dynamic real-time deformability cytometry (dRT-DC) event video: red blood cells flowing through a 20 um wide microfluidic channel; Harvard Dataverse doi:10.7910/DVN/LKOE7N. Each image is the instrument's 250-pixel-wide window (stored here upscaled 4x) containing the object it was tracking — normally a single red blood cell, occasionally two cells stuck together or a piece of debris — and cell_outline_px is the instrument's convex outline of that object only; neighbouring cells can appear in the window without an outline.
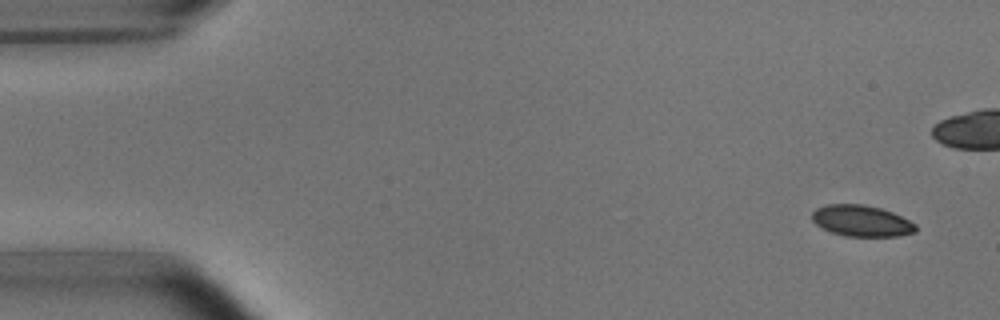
{"species": "common noctule bat (a hibernating species)", "species_latin": "Nyctalus noctula", "temperature_condition": "room temperature", "stored_images_in_passage": 5, "camera_frame_rate_fps": 3000, "um_per_image_px": 0.085, "animal": {"sex": "male", "body_mass_g": 15.6}, "frame": {"image": 1, "passage_image": 1, "time_ms": 0.0, "image_size_px": [1000, 320], "cell_outline_px": [[916, 232], [896, 236], [844, 236], [832, 232], [816, 224], [812, 220], [812, 212], [816, 208], [828, 204], [864, 204], [880, 208], [892, 212], [916, 224]], "centroid_in_image_um": [73.22, 18.77], "position_along_channel_um": 11.8, "area_um2": 18.73}}